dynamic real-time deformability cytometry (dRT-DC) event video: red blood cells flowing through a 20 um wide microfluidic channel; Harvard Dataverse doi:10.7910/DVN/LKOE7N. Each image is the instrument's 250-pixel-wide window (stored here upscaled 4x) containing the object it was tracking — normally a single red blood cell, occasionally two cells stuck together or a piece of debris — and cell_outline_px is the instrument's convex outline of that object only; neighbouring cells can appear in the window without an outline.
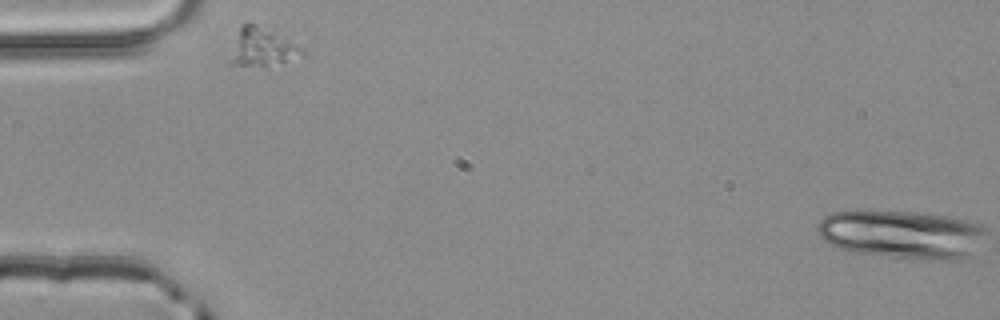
{"species": "common noctule bat (a hibernating species)", "species_latin": "Nyctalus noctula", "temperature_condition": "room temperature", "stored_images_in_passage": 2, "camera_frame_rate_fps": 3000, "um_per_image_px": 0.085, "animal": {"sex": "male", "body_mass_g": 20.4}, "frame": {"image": 1, "passage_image": 1, "time_ms": 0.0, "image_size_px": [1000, 320], "cell_outline_px": [[304, 56], [264, 64], [232, 64], [228, 60], [240, 28], [248, 20], [256, 24], [284, 40], [304, 52]], "centroid_in_image_um": [22.16, 3.99], "position_along_channel_um": 62.8, "area_um2": 14.33}}